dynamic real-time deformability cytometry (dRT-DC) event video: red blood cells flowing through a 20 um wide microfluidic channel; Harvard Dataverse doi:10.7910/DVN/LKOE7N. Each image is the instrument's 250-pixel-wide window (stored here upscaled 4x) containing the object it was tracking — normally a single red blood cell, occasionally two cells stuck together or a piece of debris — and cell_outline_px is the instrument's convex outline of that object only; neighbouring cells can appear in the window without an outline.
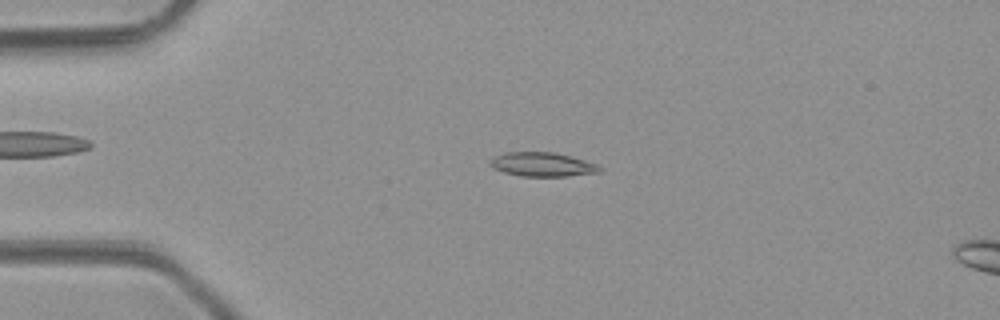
{"species": "common noctule bat (a hibernating species)", "species_latin": "Nyctalus noctula", "temperature_condition": "room temperature", "stored_images_in_passage": 48, "camera_frame_rate_fps": 3000, "um_per_image_px": 0.085, "animal": {"sex": "male", "body_mass_g": 23.1, "forearm_length_mm": 52.7}, "frame": {"image": 1, "passage_image": 11, "time_ms": 3.333, "image_size_px": [1000, 320], "cell_outline_px": [[604, 168], [600, 172], [564, 176], [520, 176], [504, 172], [492, 168], [488, 164], [488, 160], [504, 152], [556, 152], [572, 156], [596, 164]], "centroid_in_image_um": [46.07, 13.97], "position_along_channel_um": 38.9, "area_um2": 15.49}}
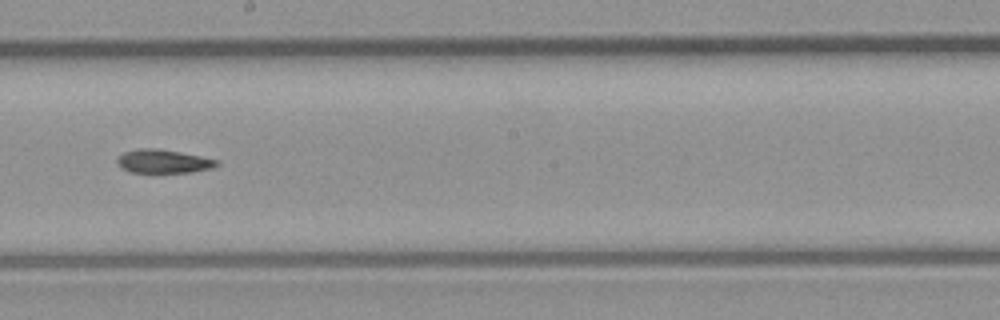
{"frame": {"image": 2, "passage_image": 27, "time_ms": 8.667, "image_size_px": [1000, 320], "cell_outline_px": [[220, 164], [212, 168], [188, 172], [128, 172], [120, 168], [116, 160], [124, 152], [136, 148], [156, 148], [180, 152], [220, 160]], "centroid_in_image_um": [13.87, 13.71], "position_along_channel_um": 234.3, "area_um2": 13.7}}
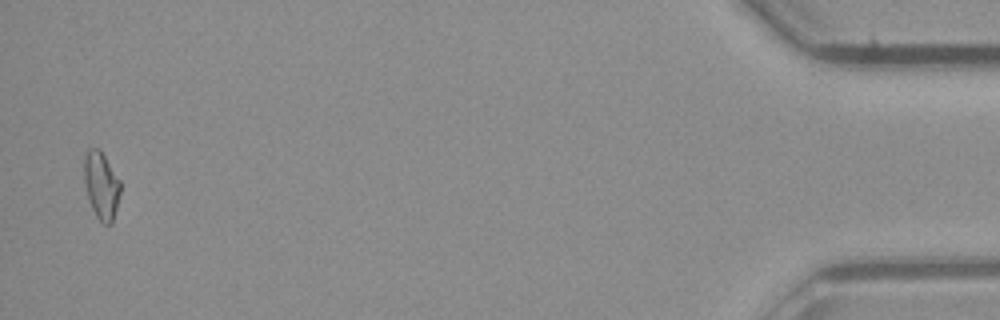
{"frame": {"image": 3, "passage_image": 47, "time_ms": 15.333, "image_size_px": [1000, 320], "cell_outline_px": [[120, 196], [112, 224], [104, 224], [96, 216], [92, 208], [84, 184], [84, 156], [88, 148], [100, 148], [120, 180]], "centroid_in_image_um": [8.61, 15.74], "position_along_channel_um": 426.6, "area_um2": 14.33}, "authors_computed_cell_mechanics": {"area_um2": 14.3055, "velocity_mm_per_s": 4.2763, "shape_relaxation_time_tau1_ms": 4.2421, "shape_relaxation_time_tau2_ms": 5.1072, "deformation_change_tau1": 0.1432, "deformation_change_tau2": 0.1398}}